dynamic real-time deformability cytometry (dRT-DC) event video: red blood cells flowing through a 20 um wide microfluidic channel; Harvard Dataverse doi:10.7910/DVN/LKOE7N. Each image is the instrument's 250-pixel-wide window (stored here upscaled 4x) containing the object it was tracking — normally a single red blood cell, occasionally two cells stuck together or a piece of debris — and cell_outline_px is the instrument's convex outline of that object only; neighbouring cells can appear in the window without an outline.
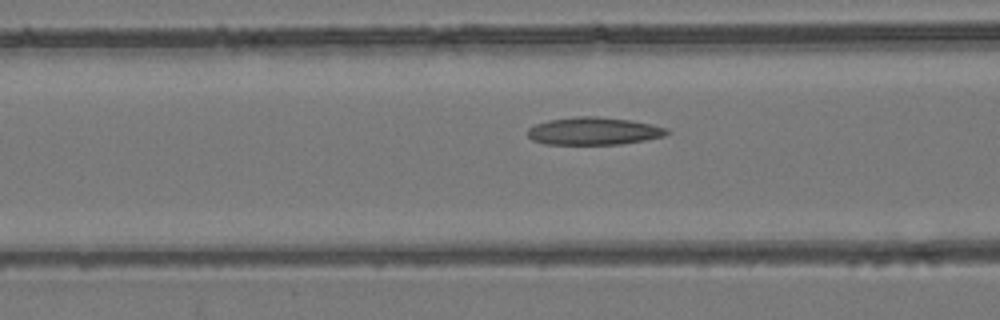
{"species": "common noctule bat (a hibernating species)", "species_latin": "Nyctalus noctula", "temperature_condition": "room temperature", "stored_images_in_passage": 12, "camera_frame_rate_fps": 3000, "um_per_image_px": 0.085, "animal": {"sex": "female", "body_mass_g": 24.6, "forearm_length_mm": 56.2}, "frame": {"image": 1, "passage_image": 7, "time_ms": 2.0, "image_size_px": [1000, 320], "cell_outline_px": [[672, 132], [664, 136], [644, 140], [620, 144], [544, 144], [532, 140], [528, 136], [528, 128], [536, 124], [548, 120], [576, 116], [596, 116], [632, 120], [652, 124], [668, 128]], "centroid_in_image_um": [50.49, 11.13], "position_along_channel_um": 116.1, "area_um2": 22.54}}
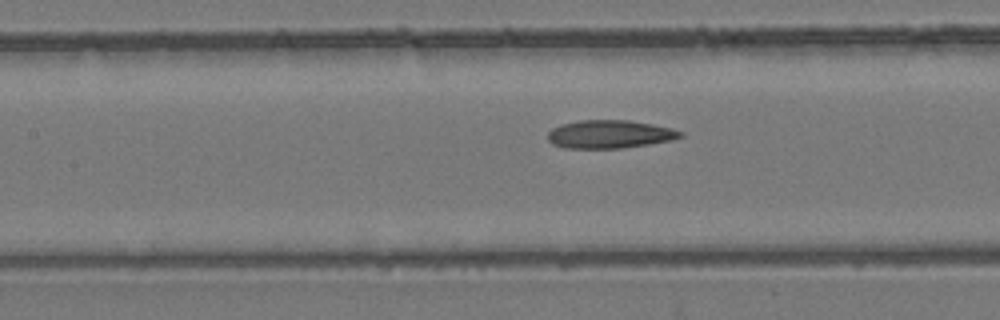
{"frame": {"image": 2, "passage_image": 10, "time_ms": 3.0, "image_size_px": [1000, 320], "cell_outline_px": [[684, 136], [672, 140], [648, 144], [620, 148], [564, 148], [552, 144], [548, 140], [548, 132], [552, 128], [560, 124], [580, 120], [628, 120], [652, 124], [672, 128], [684, 132]], "centroid_in_image_um": [51.82, 11.4], "position_along_channel_um": 155.6, "area_um2": 21.85}}